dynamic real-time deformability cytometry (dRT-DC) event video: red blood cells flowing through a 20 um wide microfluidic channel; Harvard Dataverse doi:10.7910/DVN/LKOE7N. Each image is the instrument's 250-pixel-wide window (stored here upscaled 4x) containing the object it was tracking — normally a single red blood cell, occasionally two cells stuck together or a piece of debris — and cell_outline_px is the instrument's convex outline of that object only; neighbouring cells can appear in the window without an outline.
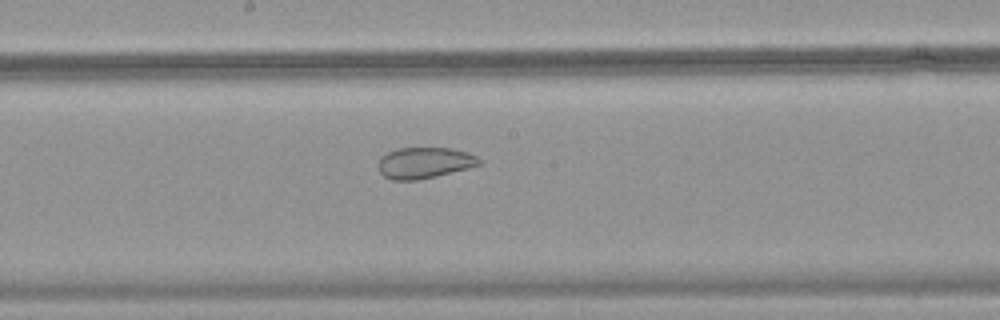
{"species": "common noctule bat (a hibernating species)", "species_latin": "Nyctalus noctula", "temperature_condition": "warm", "stored_images_in_passage": 49, "camera_frame_rate_fps": 3000, "um_per_image_px": 0.085, "animal": {"sex": "female", "body_mass_g": 18.4}, "frame": {"image": 1, "passage_image": 27, "time_ms": 8.667, "image_size_px": [1000, 320], "cell_outline_px": [[484, 164], [436, 176], [416, 180], [392, 180], [384, 176], [380, 172], [380, 156], [388, 152], [400, 148], [452, 148], [468, 152], [484, 160]], "centroid_in_image_um": [36.14, 13.83], "position_along_channel_um": 212.1, "area_um2": 18.32}}
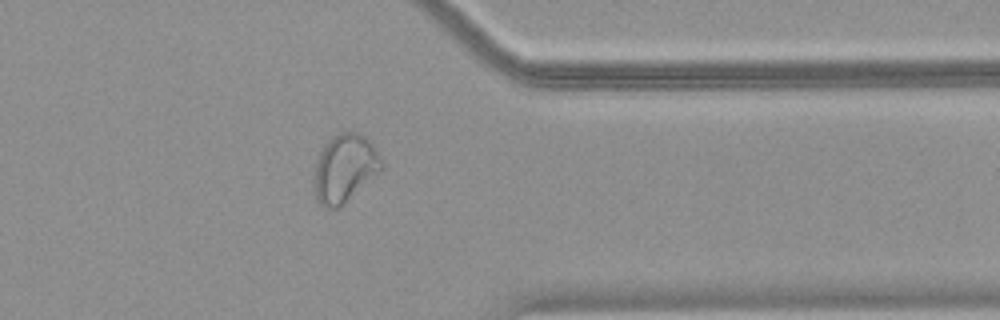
{"frame": {"image": 2, "passage_image": 40, "time_ms": 13.0, "image_size_px": [1000, 320], "cell_outline_px": [[384, 168], [380, 172], [336, 208], [324, 208], [316, 200], [316, 164], [320, 152], [324, 144], [328, 140], [340, 132], [360, 132], [372, 144], [380, 156], [384, 164]], "centroid_in_image_um": [29.33, 14.26], "position_along_channel_um": 382.1, "area_um2": 26.07}}
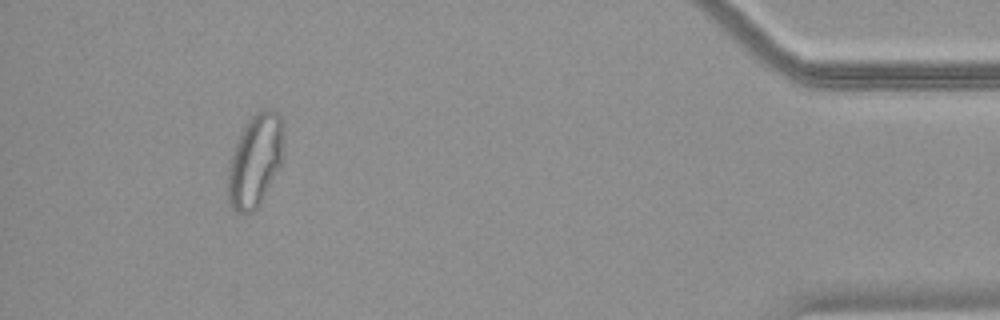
{"frame": {"image": 3, "passage_image": 46, "time_ms": 15.0, "image_size_px": [1000, 320], "cell_outline_px": [[284, 136], [280, 164], [260, 204], [252, 212], [244, 216], [236, 212], [232, 208], [228, 200], [228, 168], [240, 132], [248, 120], [256, 112], [268, 108], [272, 108], [284, 120]], "centroid_in_image_um": [21.69, 13.64], "position_along_channel_um": 413.5, "area_um2": 30.11}}